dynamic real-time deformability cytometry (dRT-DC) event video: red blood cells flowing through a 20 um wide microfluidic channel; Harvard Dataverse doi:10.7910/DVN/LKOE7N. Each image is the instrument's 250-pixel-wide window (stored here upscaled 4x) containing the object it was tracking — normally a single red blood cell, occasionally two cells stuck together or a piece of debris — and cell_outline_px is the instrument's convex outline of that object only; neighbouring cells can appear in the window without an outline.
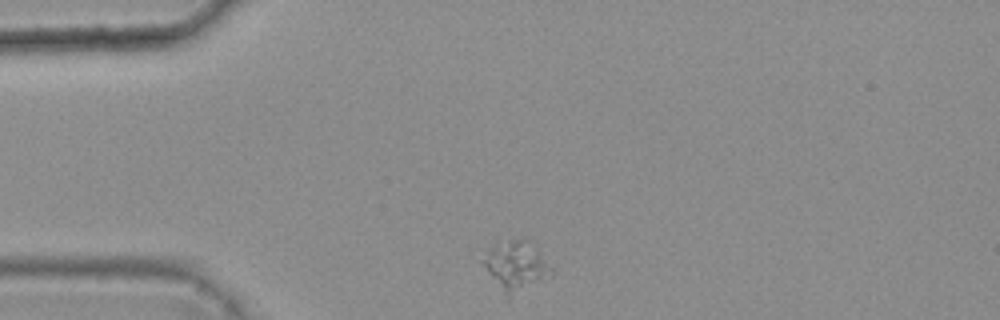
{"species": "common noctule bat (a hibernating species)", "species_latin": "Nyctalus noctula", "temperature_condition": "warm", "stored_images_in_passage": 33, "camera_frame_rate_fps": 3000, "um_per_image_px": 0.085, "animal": {"sex": "female", "body_mass_g": 25.1}, "frame": {"image": 1, "passage_image": 1, "time_ms": 0.0, "image_size_px": [1000, 320], "cell_outline_px": [[556, 272], [548, 280], [508, 300], [488, 272], [484, 264], [484, 260], [488, 252], [496, 240], [528, 240], [536, 248]], "centroid_in_image_um": [43.94, 22.67], "position_along_channel_um": 41.1, "area_um2": 20.06}}
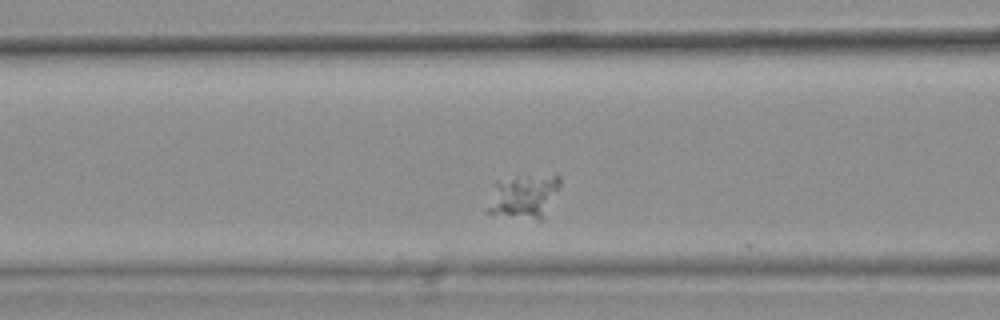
{"frame": {"image": 2, "passage_image": 10, "time_ms": 3.0, "image_size_px": [1000, 320], "cell_outline_px": [[560, 184], [544, 216], [540, 220], [484, 212], [496, 180], [552, 176], [560, 176]], "centroid_in_image_um": [44.47, 16.73], "position_along_channel_um": 122.1, "area_um2": 17.63}}
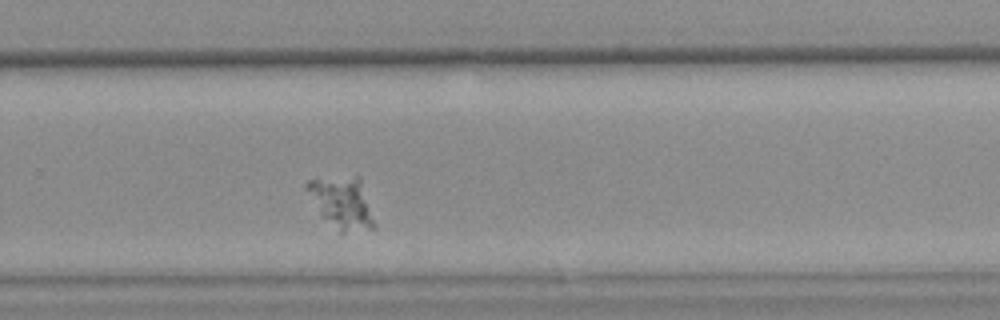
{"frame": {"image": 3, "passage_image": 25, "time_ms": 8.0, "image_size_px": [1000, 320], "cell_outline_px": [[376, 228], [344, 232], [340, 232], [320, 212], [304, 188], [304, 184], [308, 180], [356, 176], [360, 176], [376, 224]], "centroid_in_image_um": [29.1, 17.22], "position_along_channel_um": 300.7, "area_um2": 19.88}}